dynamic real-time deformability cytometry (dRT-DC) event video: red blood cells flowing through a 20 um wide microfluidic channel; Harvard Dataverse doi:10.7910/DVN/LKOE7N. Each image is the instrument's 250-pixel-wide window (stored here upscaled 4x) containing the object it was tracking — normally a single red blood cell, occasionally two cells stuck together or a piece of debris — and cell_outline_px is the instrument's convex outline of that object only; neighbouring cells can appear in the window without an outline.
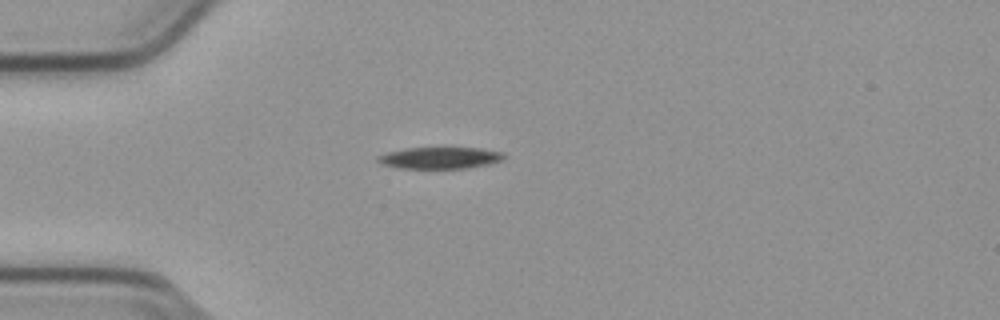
{"species": "common noctule bat (a hibernating species)", "species_latin": "Nyctalus noctula", "temperature_condition": "cold", "stored_images_in_passage": 41, "camera_frame_rate_fps": 3000, "um_per_image_px": 0.085, "animal": {"sex": "male", "body_mass_g": 23.1, "forearm_length_mm": 52.7}, "frame": {"image": 1, "passage_image": 1, "time_ms": 0.0, "image_size_px": [1000, 320], "cell_outline_px": [[504, 156], [500, 160], [468, 168], [400, 168], [384, 164], [376, 160], [376, 156], [388, 152], [404, 148], [480, 148], [504, 152]], "centroid_in_image_um": [37.35, 13.41], "position_along_channel_um": 47.6, "area_um2": 15.61}}
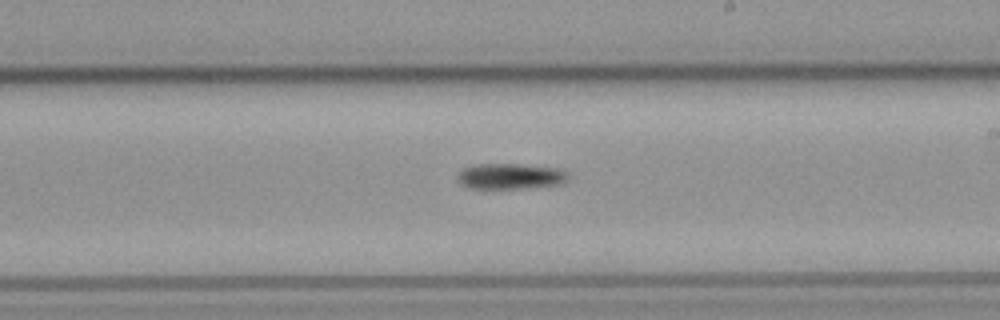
{"frame": {"image": 2, "passage_image": 18, "time_ms": 5.667, "image_size_px": [1000, 320], "cell_outline_px": [[568, 180], [564, 184], [520, 188], [472, 188], [464, 184], [456, 176], [464, 168], [476, 164], [516, 164], [564, 168], [568, 172]], "centroid_in_image_um": [43.49, 14.97], "position_along_channel_um": 245.5, "area_um2": 16.53}}
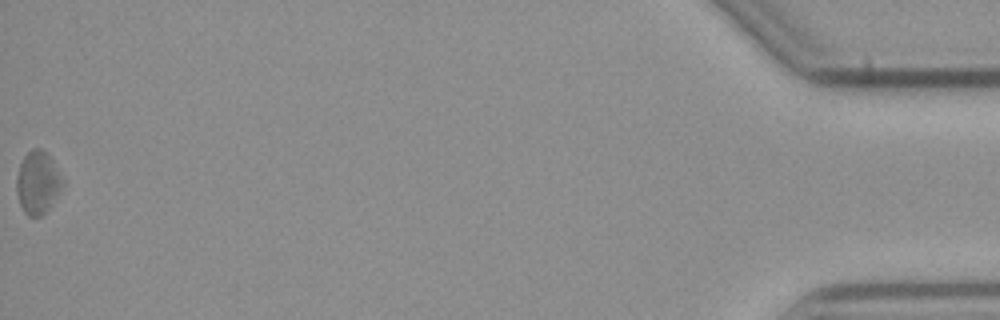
{"frame": {"image": 3, "passage_image": 41, "time_ms": 13.333, "image_size_px": [1000, 320], "cell_outline_px": [[64, 184], [48, 208], [40, 216], [28, 216], [24, 212], [20, 204], [16, 192], [16, 176], [20, 164], [24, 156], [32, 148], [40, 148], [48, 156], [64, 180]], "centroid_in_image_um": [3.17, 15.52], "position_along_channel_um": 432.0, "area_um2": 16.47}, "authors_computed_cell_mechanics": {"area_um2": 16.6464, "velocity_mm_per_s": 3.7868, "shape_relaxation_time_tau1_ms": 3.8134, "shape_relaxation_time_tau2_ms": null, "deformation_change_tau1": 0.0703, "deformation_change_tau2": null}}